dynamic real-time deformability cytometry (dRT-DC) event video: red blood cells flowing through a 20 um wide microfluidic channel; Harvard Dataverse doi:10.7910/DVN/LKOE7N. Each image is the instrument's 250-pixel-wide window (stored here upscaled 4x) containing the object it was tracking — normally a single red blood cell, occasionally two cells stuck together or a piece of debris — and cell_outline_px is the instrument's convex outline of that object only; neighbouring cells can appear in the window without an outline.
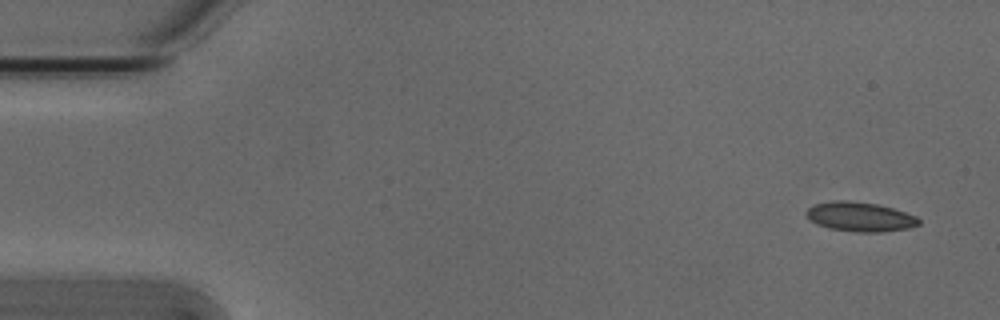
{"species": "Egyptian fruit bat (a non-hibernating species)", "species_latin": "Rousettus aegyptiacus", "temperature_condition": "cold", "stored_images_in_passage": 8, "camera_frame_rate_fps": 3000, "um_per_image_px": 0.085, "animal": {"sex": "male"}, "frame": {"image": 1, "passage_image": 1, "time_ms": 0.0, "image_size_px": [1000, 320], "cell_outline_px": [[920, 224], [908, 228], [880, 232], [856, 232], [828, 228], [816, 224], [804, 212], [812, 204], [832, 200], [848, 200], [876, 204], [892, 208], [916, 216], [920, 220]], "centroid_in_image_um": [73.07, 18.42], "position_along_channel_um": 11.9, "area_um2": 19.31}}
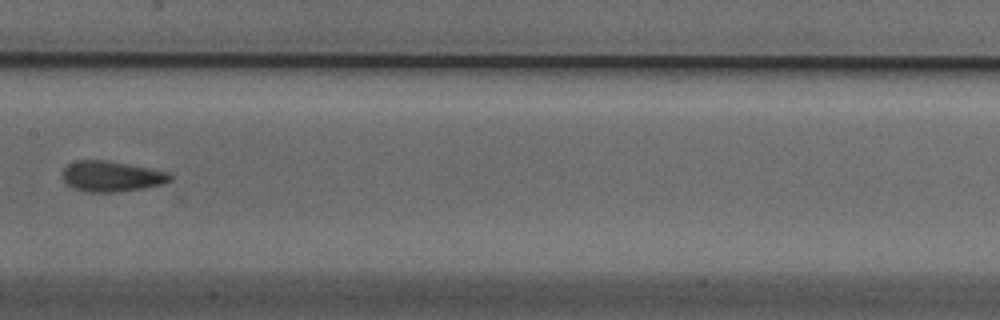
{"frame": {"image": 2, "passage_image": 7, "time_ms": 2.0, "image_size_px": [1000, 320], "cell_outline_px": [[172, 180], [164, 184], [144, 188], [120, 192], [84, 192], [72, 188], [64, 180], [64, 168], [68, 164], [80, 160], [104, 160], [148, 168], [168, 172], [172, 176]], "centroid_in_image_um": [9.5, 15.01], "position_along_channel_um": 197.9, "area_um2": 19.07}}
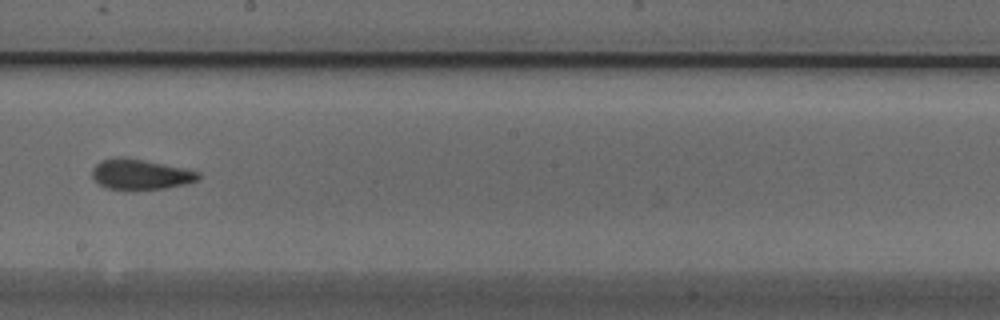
{"frame": {"image": 3, "passage_image": 8, "time_ms": 2.333, "image_size_px": [1000, 320], "cell_outline_px": [[200, 180], [184, 184], [164, 188], [108, 188], [100, 184], [92, 176], [92, 168], [100, 160], [120, 156], [124, 156], [184, 168], [200, 172]], "centroid_in_image_um": [11.95, 14.78], "position_along_channel_um": 236.3, "area_um2": 18.44}}